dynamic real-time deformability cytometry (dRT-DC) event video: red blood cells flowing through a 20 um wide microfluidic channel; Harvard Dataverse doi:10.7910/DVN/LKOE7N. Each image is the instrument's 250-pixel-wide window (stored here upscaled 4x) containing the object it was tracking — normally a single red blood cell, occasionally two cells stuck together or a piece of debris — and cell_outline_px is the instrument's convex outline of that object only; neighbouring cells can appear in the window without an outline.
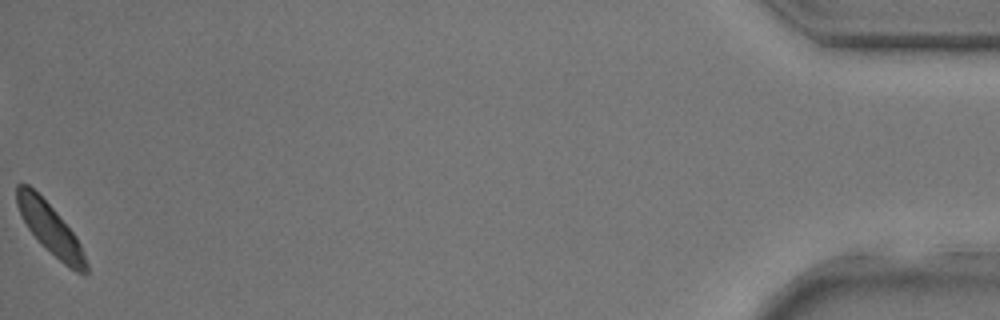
{"species": "common noctule bat (a hibernating species)", "species_latin": "Nyctalus noctula", "temperature_condition": "room temperature", "stored_images_in_passage": 37, "camera_frame_rate_fps": 3000, "um_per_image_px": 0.085, "animal": {"sex": "male", "body_mass_g": 17.9, "forearm_length_mm": 54.2}, "frame": {"image": 1, "passage_image": 37, "time_ms": 12.0, "image_size_px": [1000, 320], "cell_outline_px": [[88, 272], [84, 276], [76, 272], [64, 264], [28, 228], [16, 204], [16, 184], [28, 184], [56, 212], [76, 236], [80, 244], [88, 264]], "centroid_in_image_um": [4.3, 19.45], "position_along_channel_um": 430.9, "area_um2": 19.71}}